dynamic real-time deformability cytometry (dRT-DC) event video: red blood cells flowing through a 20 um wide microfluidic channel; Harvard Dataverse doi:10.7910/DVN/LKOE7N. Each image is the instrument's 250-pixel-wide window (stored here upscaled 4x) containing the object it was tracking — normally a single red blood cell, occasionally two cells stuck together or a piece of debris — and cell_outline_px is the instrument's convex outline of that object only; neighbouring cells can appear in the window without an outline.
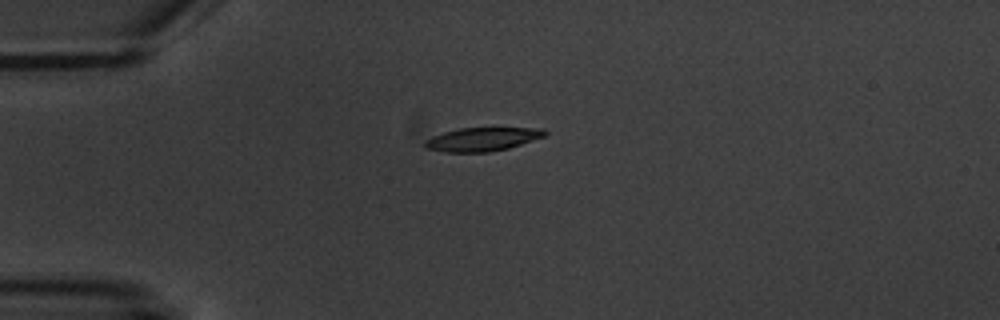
{"species": "common noctule bat (a hibernating species)", "species_latin": "Nyctalus noctula", "temperature_condition": "warm", "stored_images_in_passage": 15, "camera_frame_rate_fps": 3000, "um_per_image_px": 0.085, "animal": {"sex": "male", "body_mass_g": 20.1, "forearm_length_mm": 53.5}, "frame": {"image": 1, "passage_image": 4, "time_ms": 4.667, "image_size_px": [1000, 320], "cell_outline_px": [[548, 132], [544, 136], [508, 148], [488, 152], [444, 152], [424, 148], [424, 140], [432, 136], [444, 132], [460, 128], [544, 128]], "centroid_in_image_um": [40.95, 11.83], "position_along_channel_um": 44.0, "area_um2": 16.42}}
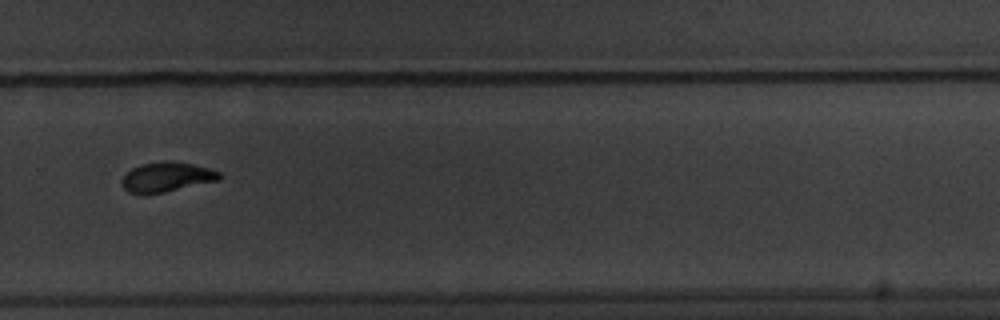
{"frame": {"image": 2, "passage_image": 11, "time_ms": 13.0, "image_size_px": [1000, 320], "cell_outline_px": [[220, 180], [164, 192], [128, 192], [120, 184], [120, 180], [132, 168], [140, 164], [164, 160], [192, 164], [208, 168], [220, 172]], "centroid_in_image_um": [14.16, 15.02], "position_along_channel_um": 315.6, "area_um2": 16.59}}
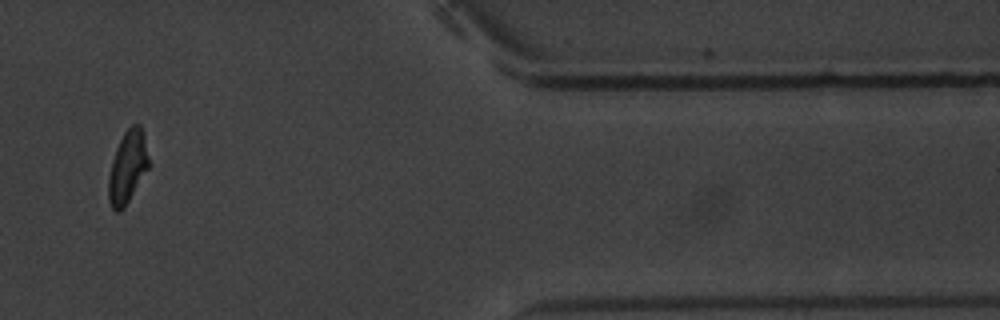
{"frame": {"image": 3, "passage_image": 13, "time_ms": 16.333, "image_size_px": [1000, 320], "cell_outline_px": [[148, 168], [124, 208], [120, 212], [116, 212], [112, 208], [108, 200], [108, 176], [112, 160], [116, 148], [124, 132], [132, 124], [140, 124], [144, 136], [148, 156]], "centroid_in_image_um": [10.82, 14.21], "position_along_channel_um": 400.6, "area_um2": 16.82}, "authors_computed_cell_mechanics": {"area_um2": 16.8198, "velocity_mm_per_s": 3.5506, "shape_relaxation_time_tau1_ms": 3.4491, "shape_relaxation_time_tau2_ms": 2.4764, "deformation_change_tau1": 0.1445, "deformation_change_tau2": 0.067}}